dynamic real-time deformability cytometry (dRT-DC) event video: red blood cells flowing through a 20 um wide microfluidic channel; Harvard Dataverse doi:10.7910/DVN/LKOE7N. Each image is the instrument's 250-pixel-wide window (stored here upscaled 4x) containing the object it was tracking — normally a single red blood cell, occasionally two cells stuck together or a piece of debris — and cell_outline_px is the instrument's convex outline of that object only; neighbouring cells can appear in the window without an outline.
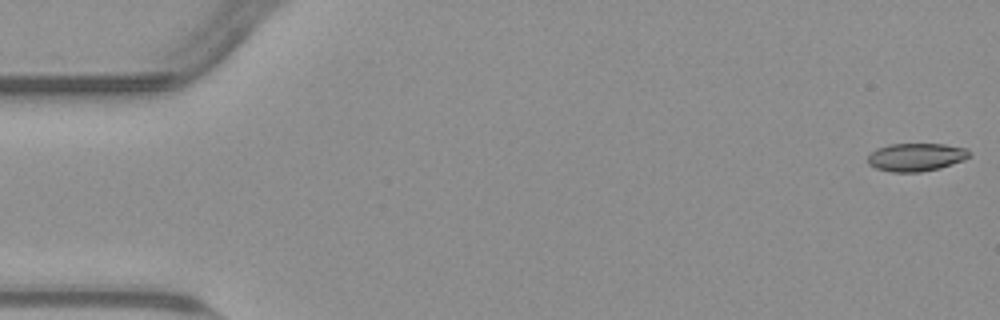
{"species": "common noctule bat (a hibernating species)", "species_latin": "Nyctalus noctula", "temperature_condition": "warm", "stored_images_in_passage": 55, "camera_frame_rate_fps": 3000, "um_per_image_px": 0.085, "animal": {"sex": "male", "body_mass_g": 23.1, "forearm_length_mm": 52.7}, "frame": {"image": 1, "passage_image": 1, "time_ms": 0.0, "image_size_px": [1000, 320], "cell_outline_px": [[972, 156], [964, 160], [940, 168], [920, 172], [892, 172], [876, 168], [868, 164], [868, 156], [876, 148], [888, 144], [944, 144], [968, 148], [972, 152]], "centroid_in_image_um": [77.91, 13.35], "position_along_channel_um": 7.1, "area_um2": 16.82}}
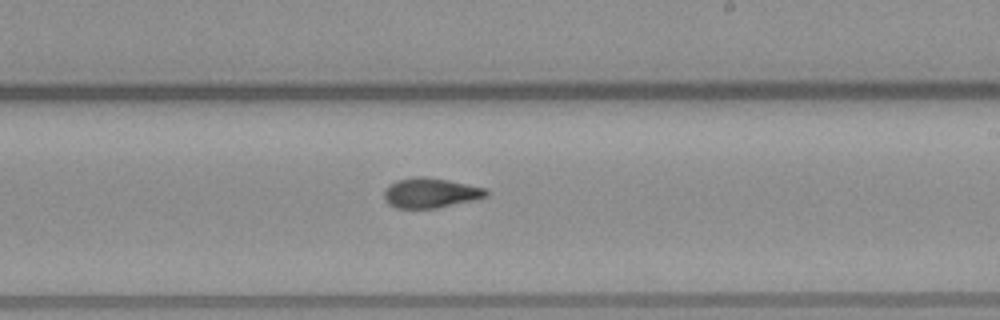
{"frame": {"image": 2, "passage_image": 32, "time_ms": 10.333, "image_size_px": [1000, 320], "cell_outline_px": [[488, 196], [476, 200], [436, 208], [396, 208], [388, 204], [384, 200], [384, 192], [396, 180], [412, 176], [424, 176], [448, 180], [488, 188]], "centroid_in_image_um": [36.63, 16.39], "position_along_channel_um": 252.4, "area_um2": 17.98}}
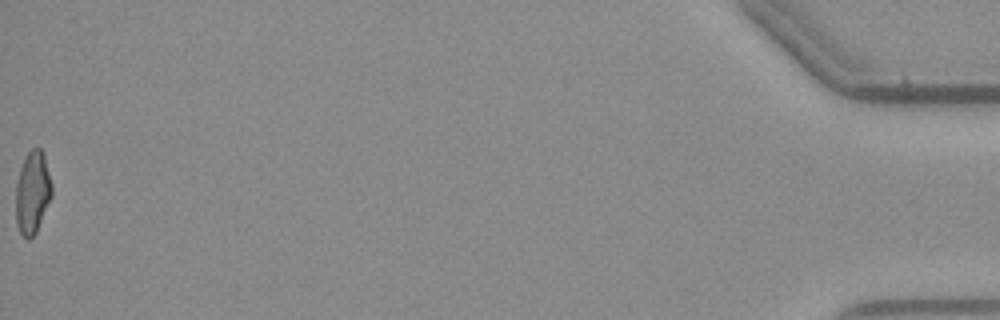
{"frame": {"image": 3, "passage_image": 55, "time_ms": 18.0, "image_size_px": [1000, 320], "cell_outline_px": [[52, 196], [36, 232], [28, 240], [20, 232], [16, 224], [16, 184], [20, 168], [28, 152], [32, 148], [40, 148], [44, 156], [52, 184]], "centroid_in_image_um": [2.76, 16.37], "position_along_channel_um": 432.4, "area_um2": 17.17}, "authors_computed_cell_mechanics": {"area_um2": 17.5712, "velocity_mm_per_s": 3.7979, "shape_relaxation_time_tau1_ms": 5.6063, "shape_relaxation_time_tau2_ms": 2.6096, "deformation_change_tau1": 0.1738, "deformation_change_tau2": 0.0925}}